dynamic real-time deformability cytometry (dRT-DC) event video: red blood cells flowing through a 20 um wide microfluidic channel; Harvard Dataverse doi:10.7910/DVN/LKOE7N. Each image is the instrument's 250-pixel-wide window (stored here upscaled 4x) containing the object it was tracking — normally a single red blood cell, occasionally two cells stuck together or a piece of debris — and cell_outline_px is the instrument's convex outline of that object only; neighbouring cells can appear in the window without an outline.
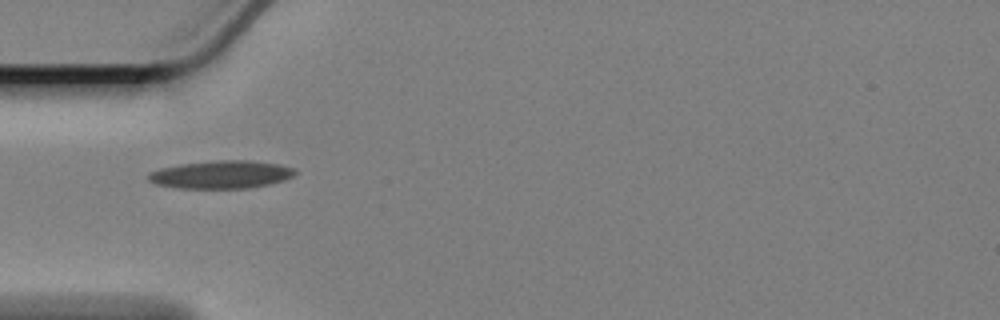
{"species": "Egyptian fruit bat (a non-hibernating species)", "species_latin": "Rousettus aegyptiacus", "temperature_condition": "cold", "stored_images_in_passage": 36, "camera_frame_rate_fps": 3000, "um_per_image_px": 0.085, "animal": {"sex": "female"}, "frame": {"image": 1, "passage_image": 1, "time_ms": 0.0, "image_size_px": [1000, 320], "cell_outline_px": [[296, 172], [292, 176], [284, 180], [268, 184], [248, 188], [180, 188], [156, 184], [148, 180], [148, 172], [160, 168], [180, 164], [216, 160], [252, 160], [280, 164], [296, 168]], "centroid_in_image_um": [18.81, 14.82], "position_along_channel_um": 66.2, "area_um2": 23.93}}
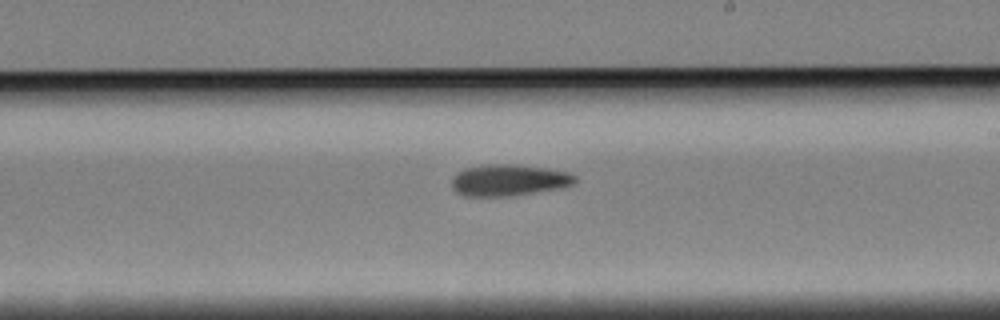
{"frame": {"image": 2, "passage_image": 17, "time_ms": 5.333, "image_size_px": [1000, 320], "cell_outline_px": [[576, 180], [572, 184], [564, 188], [512, 196], [464, 196], [456, 192], [452, 188], [452, 180], [464, 168], [484, 164], [512, 164], [544, 168], [568, 172], [576, 176]], "centroid_in_image_um": [43.26, 15.32], "position_along_channel_um": 245.7, "area_um2": 22.66}}
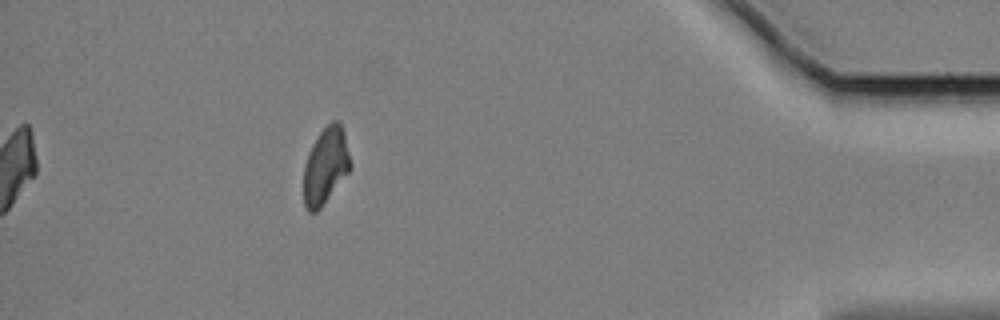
{"frame": {"image": 3, "passage_image": 36, "time_ms": 11.667, "image_size_px": [1000, 320], "cell_outline_px": [[352, 168], [320, 208], [316, 212], [308, 212], [304, 204], [304, 164], [308, 152], [312, 144], [320, 132], [332, 120], [336, 120], [340, 124], [344, 132], [352, 164]], "centroid_in_image_um": [27.68, 14.09], "position_along_channel_um": 407.5, "area_um2": 20.81}}